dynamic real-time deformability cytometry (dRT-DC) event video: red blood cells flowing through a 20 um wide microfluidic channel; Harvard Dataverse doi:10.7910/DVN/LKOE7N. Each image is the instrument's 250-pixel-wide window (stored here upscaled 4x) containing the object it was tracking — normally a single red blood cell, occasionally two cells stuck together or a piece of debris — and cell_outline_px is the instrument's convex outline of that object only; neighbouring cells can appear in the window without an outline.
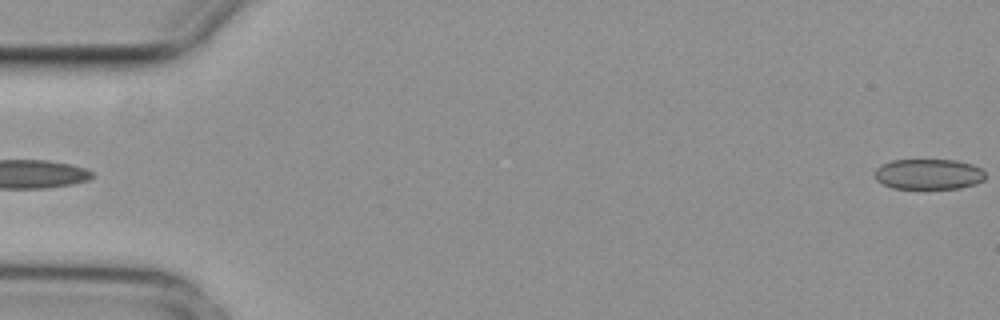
{"species": "common noctule bat (a hibernating species)", "species_latin": "Nyctalus noctula", "temperature_condition": "cold", "stored_images_in_passage": 6, "segment_of_instrument_passage": [2, 2], "camera_frame_rate_fps": 3000, "um_per_image_px": 0.085, "animal": {"sex": "female", "body_mass_g": 29.2, "forearm_length_mm": 56.3}, "frame": {"image": 1, "passage_image": 6, "time_ms": 1.667, "image_size_px": [1000, 320], "cell_outline_px": [[984, 180], [976, 184], [960, 188], [892, 188], [876, 180], [872, 172], [880, 164], [892, 160], [956, 160], [972, 164], [980, 168], [984, 172]], "centroid_in_image_um": [78.89, 14.8], "position_along_channel_um": 6.1, "area_um2": 19.77}}